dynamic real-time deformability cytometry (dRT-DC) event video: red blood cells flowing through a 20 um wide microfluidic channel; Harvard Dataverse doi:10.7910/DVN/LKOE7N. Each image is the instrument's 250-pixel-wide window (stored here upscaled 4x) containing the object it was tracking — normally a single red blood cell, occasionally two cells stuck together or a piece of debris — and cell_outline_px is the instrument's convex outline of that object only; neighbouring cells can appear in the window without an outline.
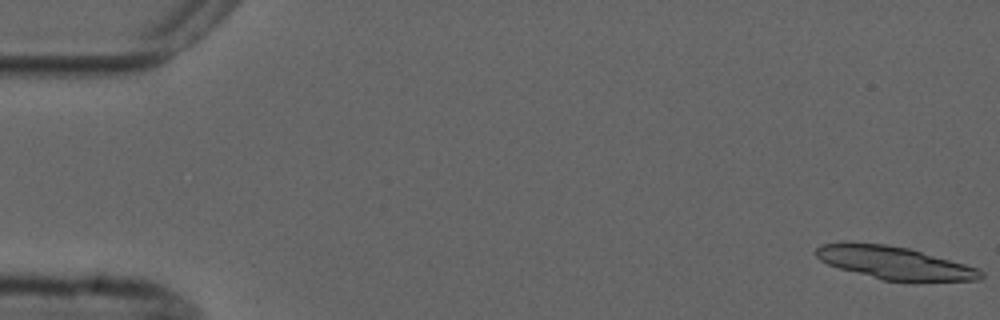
{"species": "common noctule bat (a hibernating species)", "species_latin": "Nyctalus noctula", "temperature_condition": "cold", "stored_images_in_passage": 8, "camera_frame_rate_fps": 3000, "um_per_image_px": 0.085, "animal": {"sex": "male", "forearm_length_mm": 52.5}, "frame": {"image": 1, "passage_image": 1, "time_ms": 0.0, "image_size_px": [1000, 320], "cell_outline_px": [[984, 276], [980, 280], [916, 284], [884, 280], [840, 268], [828, 264], [820, 260], [816, 256], [816, 248], [824, 244], [884, 244], [908, 248], [980, 268], [984, 272]], "centroid_in_image_um": [76.22, 22.42], "position_along_channel_um": 8.8, "area_um2": 31.73}}
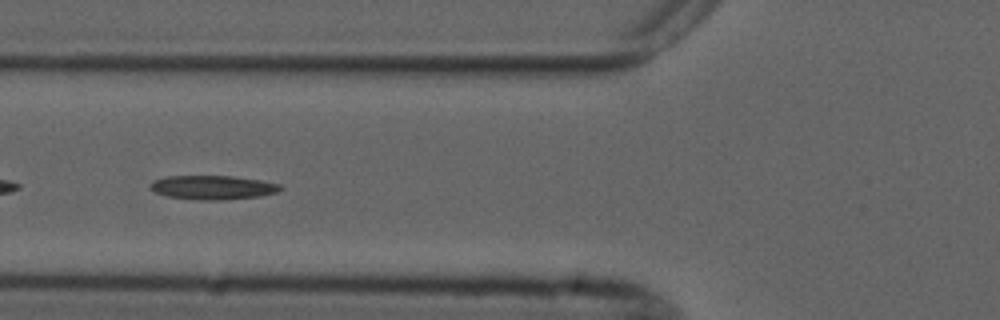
{"frame": {"image": 2, "passage_image": 6, "time_ms": 6.667, "image_size_px": [1000, 320], "cell_outline_px": [[284, 188], [276, 192], [260, 196], [220, 200], [200, 200], [168, 196], [156, 192], [148, 188], [152, 180], [164, 176], [232, 176], [260, 180], [280, 184]], "centroid_in_image_um": [18.06, 15.92], "position_along_channel_um": 107.7, "area_um2": 18.21}}
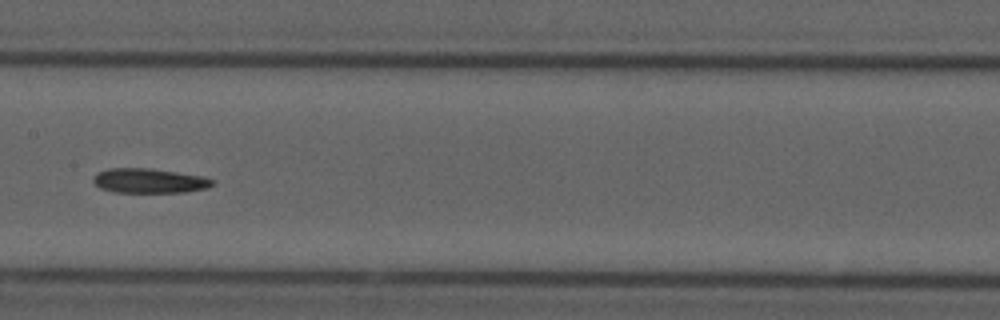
{"frame": {"image": 3, "passage_image": 8, "time_ms": 9.0, "image_size_px": [1000, 320], "cell_outline_px": [[216, 184], [208, 188], [184, 192], [112, 192], [100, 188], [92, 180], [92, 176], [96, 172], [108, 168], [148, 168], [204, 176], [216, 180]], "centroid_in_image_um": [12.7, 15.36], "position_along_channel_um": 194.7, "area_um2": 17.34}}